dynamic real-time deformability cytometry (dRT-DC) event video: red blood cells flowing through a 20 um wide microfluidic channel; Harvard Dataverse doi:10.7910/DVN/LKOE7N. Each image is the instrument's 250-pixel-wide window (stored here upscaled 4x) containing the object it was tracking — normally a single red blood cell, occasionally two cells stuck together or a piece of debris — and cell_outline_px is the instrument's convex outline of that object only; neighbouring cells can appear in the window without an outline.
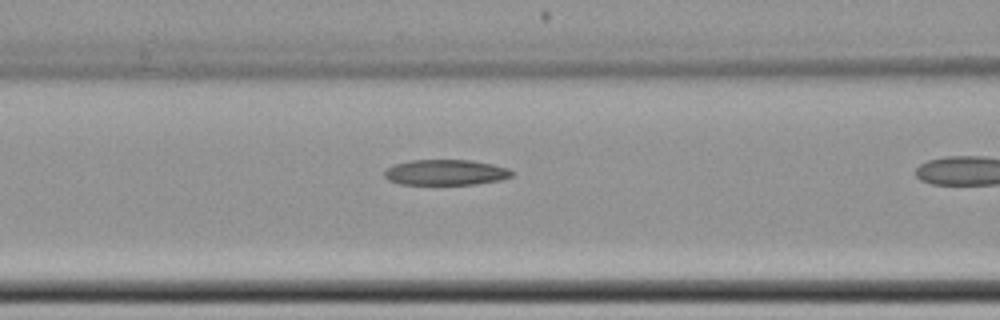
{"species": "common noctule bat (a hibernating species)", "species_latin": "Nyctalus noctula", "temperature_condition": "cold", "stored_images_in_passage": 4, "camera_frame_rate_fps": 3000, "um_per_image_px": 0.085, "animal": {"sex": "female", "body_mass_g": 22.7, "forearm_length_mm": 54.2}, "frame": {"image": 1, "passage_image": 3, "time_ms": 0.667, "image_size_px": [1000, 320], "cell_outline_px": [[512, 176], [500, 180], [476, 184], [400, 184], [388, 180], [384, 176], [384, 172], [388, 168], [396, 164], [412, 160], [472, 160], [492, 164], [508, 168], [512, 172]], "centroid_in_image_um": [37.89, 14.65], "position_along_channel_um": 128.7, "area_um2": 18.84}}